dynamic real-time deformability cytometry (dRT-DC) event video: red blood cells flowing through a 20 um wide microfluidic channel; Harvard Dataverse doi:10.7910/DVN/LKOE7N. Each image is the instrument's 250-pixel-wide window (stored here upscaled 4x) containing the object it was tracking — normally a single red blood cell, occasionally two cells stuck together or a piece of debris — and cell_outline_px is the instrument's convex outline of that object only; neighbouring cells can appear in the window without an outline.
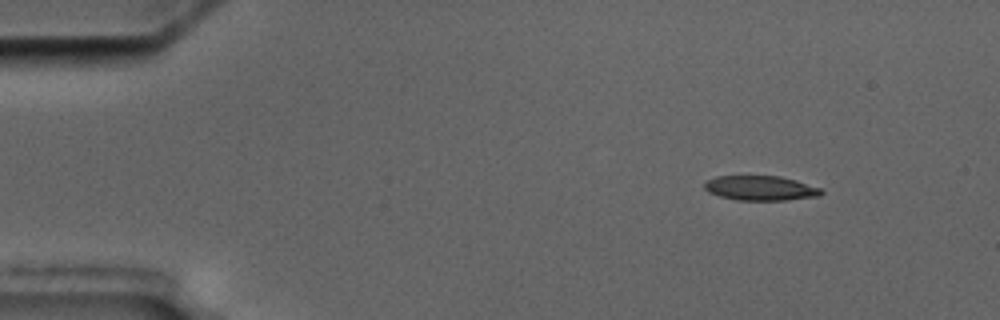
{"species": "common noctule bat (a hibernating species)", "species_latin": "Nyctalus noctula", "temperature_condition": "cold", "stored_images_in_passage": 5, "camera_frame_rate_fps": 3000, "um_per_image_px": 0.085, "animal": {"sex": "male", "body_mass_g": 17.5, "forearm_length_mm": 52.3}, "frame": {"image": 1, "passage_image": 1, "time_ms": 0.0, "image_size_px": [1000, 320], "cell_outline_px": [[824, 192], [820, 196], [784, 200], [736, 200], [720, 196], [708, 192], [704, 188], [704, 184], [708, 180], [716, 176], [780, 176], [796, 180], [820, 188]], "centroid_in_image_um": [64.65, 15.99], "position_along_channel_um": 20.4, "area_um2": 16.76}}
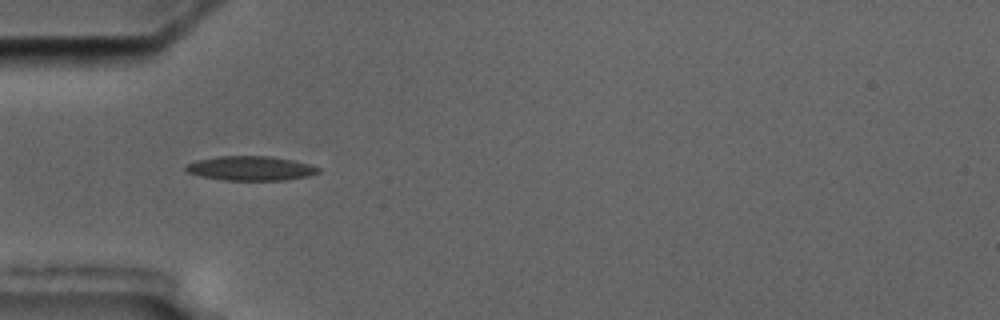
{"frame": {"image": 2, "passage_image": 4, "time_ms": 3.667, "image_size_px": [1000, 320], "cell_outline_px": [[320, 172], [308, 176], [284, 180], [224, 180], [200, 176], [184, 172], [184, 164], [196, 160], [216, 156], [272, 156], [292, 160], [308, 164], [320, 168]], "centroid_in_image_um": [21.23, 14.3], "position_along_channel_um": 63.8, "area_um2": 19.02}}
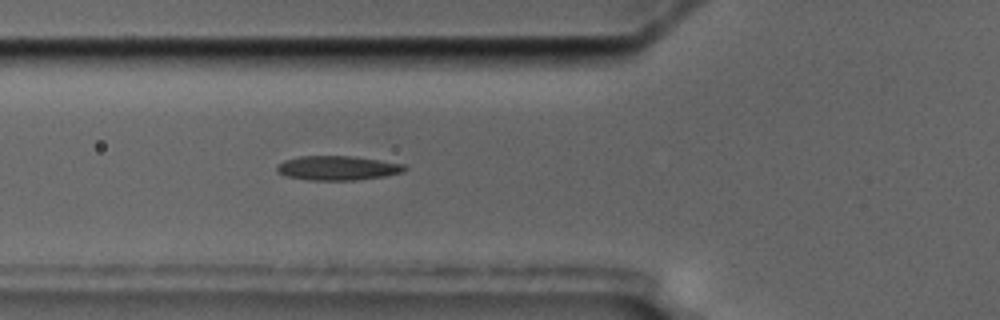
{"frame": {"image": 3, "passage_image": 5, "time_ms": 4.667, "image_size_px": [1000, 320], "cell_outline_px": [[408, 168], [404, 172], [384, 176], [356, 180], [308, 180], [288, 176], [276, 172], [276, 164], [284, 160], [300, 156], [352, 156], [380, 160], [404, 164]], "centroid_in_image_um": [28.69, 14.28], "position_along_channel_um": 97.1, "area_um2": 18.21}}